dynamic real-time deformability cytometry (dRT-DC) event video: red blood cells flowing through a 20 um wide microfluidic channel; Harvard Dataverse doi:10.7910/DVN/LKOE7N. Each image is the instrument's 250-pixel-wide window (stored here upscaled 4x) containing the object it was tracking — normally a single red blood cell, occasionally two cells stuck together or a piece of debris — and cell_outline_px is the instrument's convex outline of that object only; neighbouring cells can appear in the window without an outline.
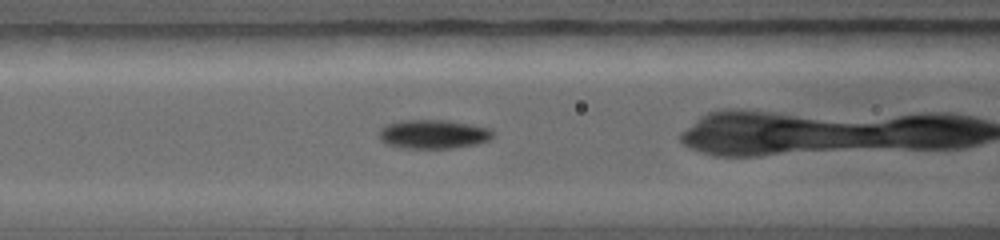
{"species": "common noctule bat (a hibernating species)", "species_latin": "Nyctalus noctula", "temperature_condition": "warm", "stored_images_in_passage": 25, "camera_frame_rate_fps": 5000, "um_per_image_px": 0.085, "animal": {"sex": "female", "body_mass_g": 19.0, "forearm_length_mm": 56.7}, "frame": {"image": 1, "passage_image": 4, "time_ms": 1.2, "image_size_px": [1000, 240], "cell_outline_px": [[496, 136], [488, 140], [476, 144], [452, 148], [404, 148], [384, 144], [380, 140], [380, 128], [384, 124], [400, 120], [448, 120], [472, 124], [488, 128]], "centroid_in_image_um": [36.81, 11.4], "position_along_channel_um": 129.8, "area_um2": 19.42}}
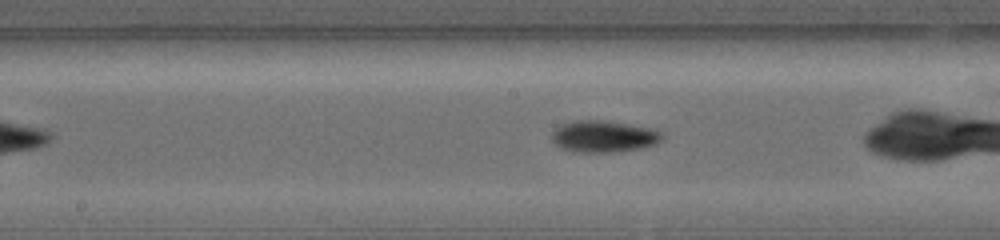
{"frame": {"image": 2, "passage_image": 8, "time_ms": 2.6, "image_size_px": [1000, 240], "cell_outline_px": [[664, 136], [656, 144], [640, 148], [612, 152], [572, 152], [560, 148], [552, 140], [552, 132], [560, 124], [576, 120], [604, 120], [652, 128], [664, 132]], "centroid_in_image_um": [51.31, 11.59], "position_along_channel_um": 196.9, "area_um2": 20.52}}
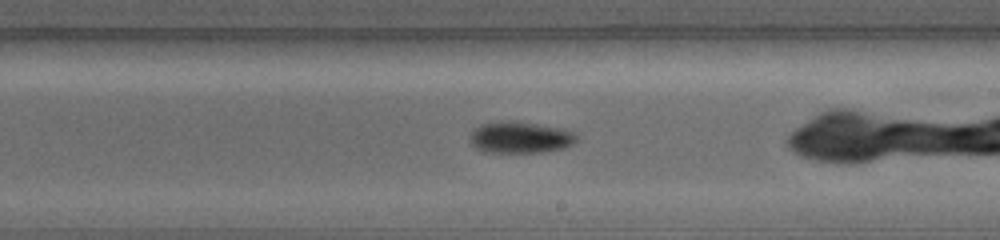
{"frame": {"image": 3, "passage_image": 11, "time_ms": 3.6, "image_size_px": [1000, 240], "cell_outline_px": [[576, 140], [572, 144], [564, 148], [544, 152], [484, 152], [476, 148], [472, 144], [468, 136], [480, 124], [500, 120], [520, 120], [564, 128], [572, 132], [576, 136]], "centroid_in_image_um": [44.2, 11.65], "position_along_channel_um": 244.8, "area_um2": 20.0}}